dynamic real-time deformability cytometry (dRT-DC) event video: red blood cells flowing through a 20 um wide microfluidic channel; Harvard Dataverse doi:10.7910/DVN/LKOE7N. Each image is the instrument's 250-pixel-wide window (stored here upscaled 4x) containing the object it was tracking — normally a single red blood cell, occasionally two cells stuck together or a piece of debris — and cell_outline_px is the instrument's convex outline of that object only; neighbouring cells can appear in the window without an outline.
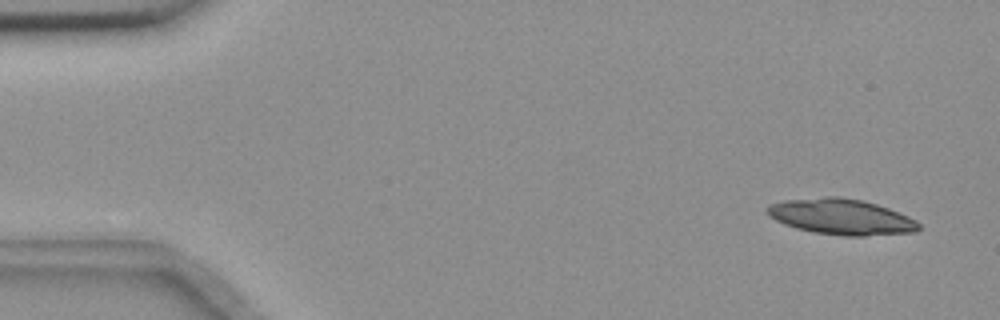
{"species": "common noctule bat (a hibernating species)", "species_latin": "Nyctalus noctula", "temperature_condition": "room temperature", "stored_images_in_passage": 20, "camera_frame_rate_fps": 3000, "um_per_image_px": 0.085, "animal": {"sex": "female", "body_mass_g": 18.4}, "frame": {"image": 1, "passage_image": 1, "time_ms": 0.0, "image_size_px": [1000, 320], "cell_outline_px": [[920, 228], [916, 232], [864, 236], [844, 236], [812, 232], [796, 228], [784, 224], [768, 216], [764, 212], [764, 208], [768, 204], [784, 200], [824, 196], [840, 196], [860, 200], [876, 204], [888, 208], [908, 216], [916, 220], [920, 224]], "centroid_in_image_um": [71.45, 18.42], "position_along_channel_um": 13.5, "area_um2": 31.91}}
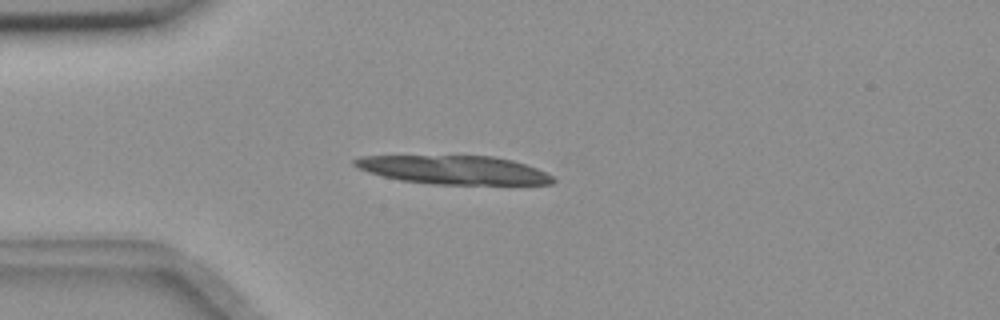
{"frame": {"image": 2, "passage_image": 12, "time_ms": 3.667, "image_size_px": [1000, 320], "cell_outline_px": [[556, 180], [552, 184], [432, 184], [400, 180], [368, 172], [356, 168], [352, 164], [352, 160], [360, 156], [492, 156], [512, 160], [536, 168], [552, 176]], "centroid_in_image_um": [38.53, 14.44], "position_along_channel_um": 46.5, "area_um2": 32.89}}